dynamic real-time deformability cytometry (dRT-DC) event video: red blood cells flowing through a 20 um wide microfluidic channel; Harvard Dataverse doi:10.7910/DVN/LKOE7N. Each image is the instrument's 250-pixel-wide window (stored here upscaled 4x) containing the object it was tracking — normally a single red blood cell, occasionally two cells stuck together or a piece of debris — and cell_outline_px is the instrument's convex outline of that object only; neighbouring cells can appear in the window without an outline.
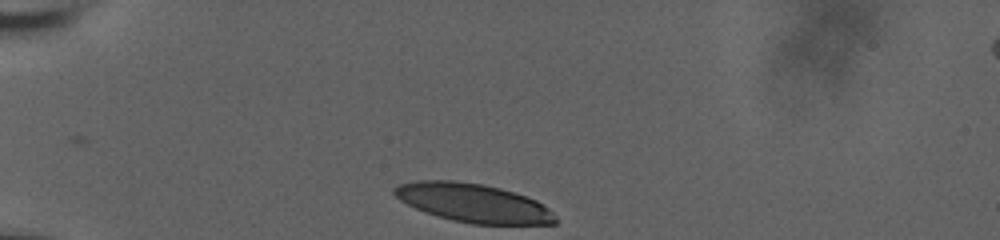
{"species": "human", "species_latin": "Homo sapiens", "temperature_condition": "room temperature", "stored_images_in_passage": 34, "camera_frame_rate_fps": 3000, "um_per_image_px": 0.085, "donor": {"sex": "male"}, "frame": {"image": 1, "passage_image": 1, "time_ms": 0.0, "image_size_px": [1000, 240], "cell_outline_px": [[556, 224], [472, 224], [452, 220], [436, 216], [424, 212], [400, 200], [392, 192], [392, 188], [400, 184], [416, 180], [456, 180], [484, 184], [500, 188], [536, 200], [548, 208], [556, 216]], "centroid_in_image_um": [40.2, 17.24], "position_along_channel_um": 44.8, "area_um2": 36.3}}
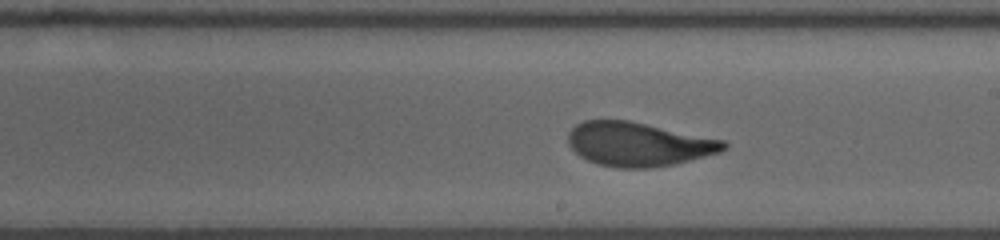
{"frame": {"image": 2, "passage_image": 20, "time_ms": 6.333, "image_size_px": [1000, 240], "cell_outline_px": [[728, 148], [720, 152], [672, 164], [652, 168], [616, 168], [596, 164], [580, 156], [568, 144], [568, 132], [576, 124], [584, 120], [628, 120], [724, 140], [728, 144]], "centroid_in_image_um": [54.24, 12.25], "position_along_channel_um": 234.8, "area_um2": 39.77}}
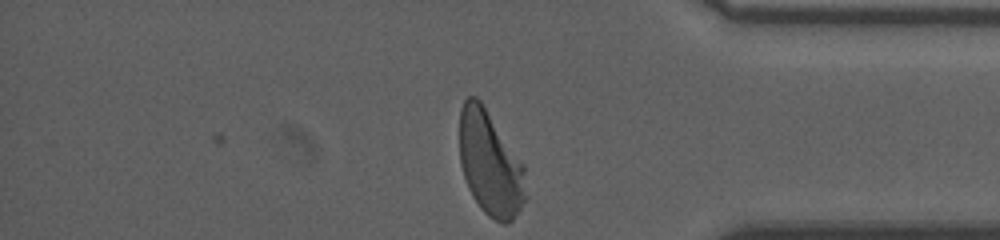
{"frame": {"image": 3, "passage_image": 34, "time_ms": 11.0, "image_size_px": [1000, 240], "cell_outline_px": [[524, 200], [520, 208], [512, 220], [508, 224], [500, 224], [488, 216], [480, 208], [472, 196], [468, 188], [460, 164], [460, 108], [464, 100], [468, 96], [476, 96], [480, 100], [524, 164]], "centroid_in_image_um": [41.64, 13.9], "position_along_channel_um": 393.6, "area_um2": 40.17}, "authors_computed_cell_mechanics": {"area_um2": 40.4311, "velocity_mm_per_s": 3.6975, "shape_relaxation_time_tau1_ms": 3.9269, "shape_relaxation_time_tau2_ms": 0.9326, "deformation_change_tau1": 0.196, "deformation_change_tau2": 0.0795}}